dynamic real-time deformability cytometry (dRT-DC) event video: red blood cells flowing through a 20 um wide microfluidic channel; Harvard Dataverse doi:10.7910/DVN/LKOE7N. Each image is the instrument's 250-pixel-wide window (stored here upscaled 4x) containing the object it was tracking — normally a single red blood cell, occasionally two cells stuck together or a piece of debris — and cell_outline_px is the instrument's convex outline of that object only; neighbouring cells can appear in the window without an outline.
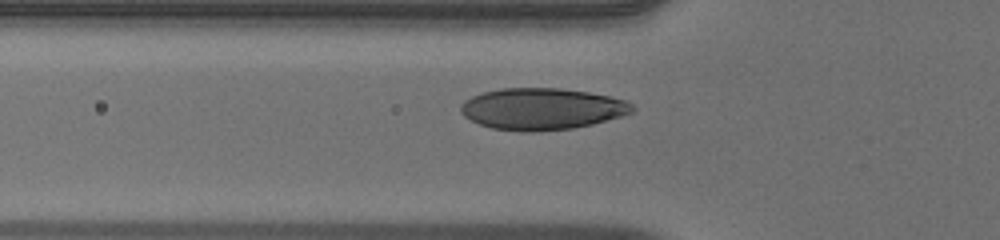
{"species": "human", "species_latin": "Homo sapiens", "temperature_condition": "warm", "stored_images_in_passage": 31, "camera_frame_rate_fps": 3000, "um_per_image_px": 0.085, "donor": {"sex": "male"}, "frame": {"image": 1, "passage_image": 2, "time_ms": 0.333, "image_size_px": [1000, 240], "cell_outline_px": [[636, 108], [632, 112], [620, 116], [592, 124], [572, 128], [532, 132], [524, 132], [492, 128], [480, 124], [464, 116], [460, 112], [460, 104], [464, 100], [472, 96], [484, 92], [500, 88], [560, 88], [588, 92], [628, 100]], "centroid_in_image_um": [46.05, 9.25], "position_along_channel_um": 79.7, "area_um2": 41.62}}
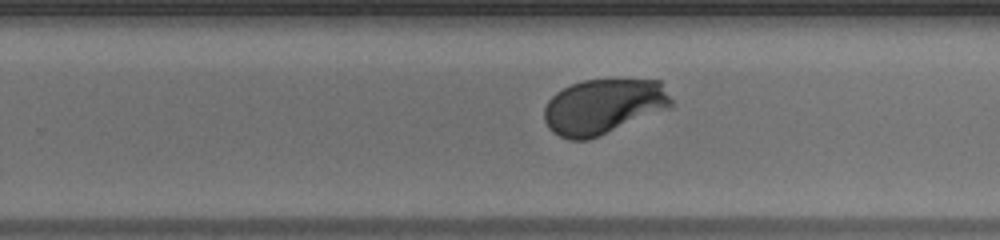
{"frame": {"image": 2, "passage_image": 17, "time_ms": 5.333, "image_size_px": [1000, 240], "cell_outline_px": [[676, 104], [672, 108], [588, 140], [568, 140], [552, 132], [548, 128], [544, 120], [544, 108], [548, 100], [556, 92], [572, 84], [584, 80], [660, 80]], "centroid_in_image_um": [51.32, 9.06], "position_along_channel_um": 278.5, "area_um2": 41.21}}
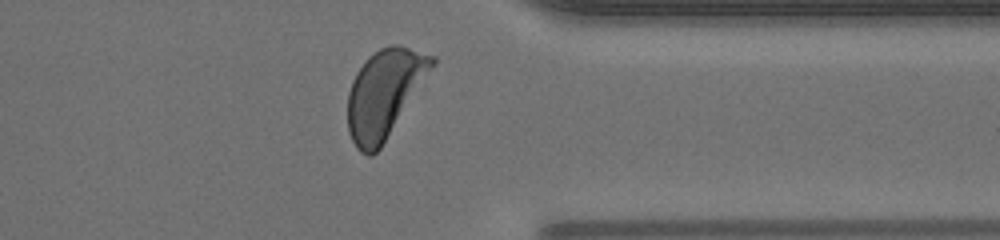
{"frame": {"image": 3, "passage_image": 25, "time_ms": 8.0, "image_size_px": [1000, 240], "cell_outline_px": [[436, 64], [380, 148], [372, 156], [368, 156], [360, 152], [356, 148], [348, 132], [348, 92], [352, 80], [356, 72], [368, 56], [380, 48], [392, 44], [400, 44], [436, 56]], "centroid_in_image_um": [32.68, 7.92], "position_along_channel_um": 378.7, "area_um2": 43.23}}